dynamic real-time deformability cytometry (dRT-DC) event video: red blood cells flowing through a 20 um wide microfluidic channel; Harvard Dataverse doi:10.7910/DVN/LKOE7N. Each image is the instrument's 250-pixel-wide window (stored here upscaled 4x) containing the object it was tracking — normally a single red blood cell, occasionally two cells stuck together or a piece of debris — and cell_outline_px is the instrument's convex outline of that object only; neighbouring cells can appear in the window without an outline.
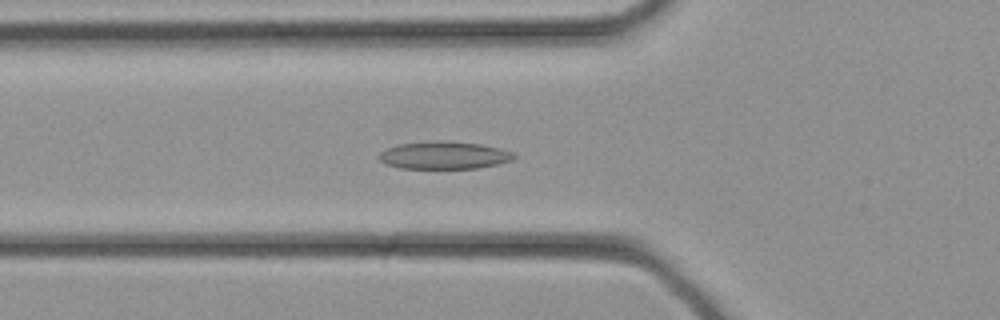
{"species": "common noctule bat (a hibernating species)", "species_latin": "Nyctalus noctula", "temperature_condition": "cold", "stored_images_in_passage": 24, "camera_frame_rate_fps": 3000, "um_per_image_px": 0.085, "animal": {"sex": "female", "body_mass_g": 21.9}, "frame": {"image": 1, "passage_image": 2, "time_ms": 0.333, "image_size_px": [1000, 320], "cell_outline_px": [[516, 156], [512, 160], [480, 168], [400, 168], [384, 164], [376, 156], [384, 148], [400, 144], [432, 140], [448, 140], [480, 144], [500, 148], [512, 152]], "centroid_in_image_um": [37.69, 13.18], "position_along_channel_um": 88.1, "area_um2": 21.96}}
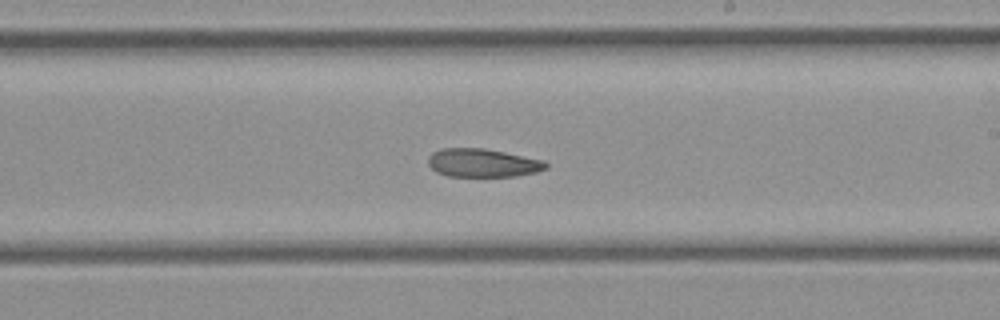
{"frame": {"image": 2, "passage_image": 10, "time_ms": 3.0, "image_size_px": [1000, 320], "cell_outline_px": [[548, 168], [536, 172], [516, 176], [448, 176], [436, 172], [428, 164], [428, 156], [432, 152], [440, 148], [484, 148], [544, 160], [548, 164]], "centroid_in_image_um": [41.02, 13.84], "position_along_channel_um": 248.0, "area_um2": 19.54}}
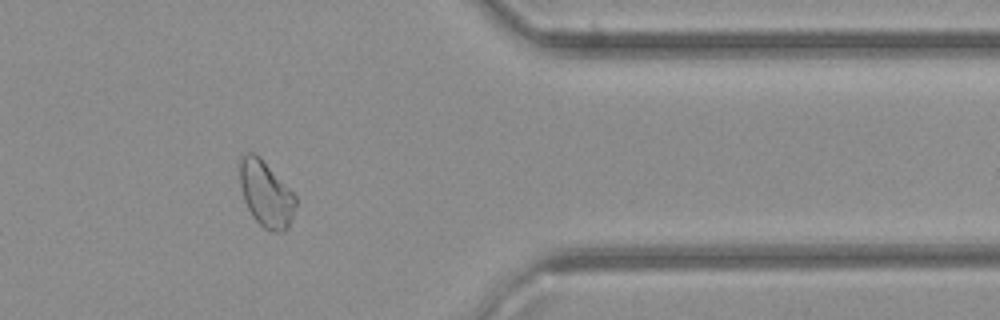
{"frame": {"image": 3, "passage_image": 18, "time_ms": 5.667, "image_size_px": [1000, 320], "cell_outline_px": [[296, 204], [288, 228], [284, 232], [268, 232], [252, 216], [244, 200], [240, 184], [240, 156], [248, 152], [252, 152], [260, 156], [296, 196]], "centroid_in_image_um": [22.6, 16.49], "position_along_channel_um": 388.8, "area_um2": 21.44}}